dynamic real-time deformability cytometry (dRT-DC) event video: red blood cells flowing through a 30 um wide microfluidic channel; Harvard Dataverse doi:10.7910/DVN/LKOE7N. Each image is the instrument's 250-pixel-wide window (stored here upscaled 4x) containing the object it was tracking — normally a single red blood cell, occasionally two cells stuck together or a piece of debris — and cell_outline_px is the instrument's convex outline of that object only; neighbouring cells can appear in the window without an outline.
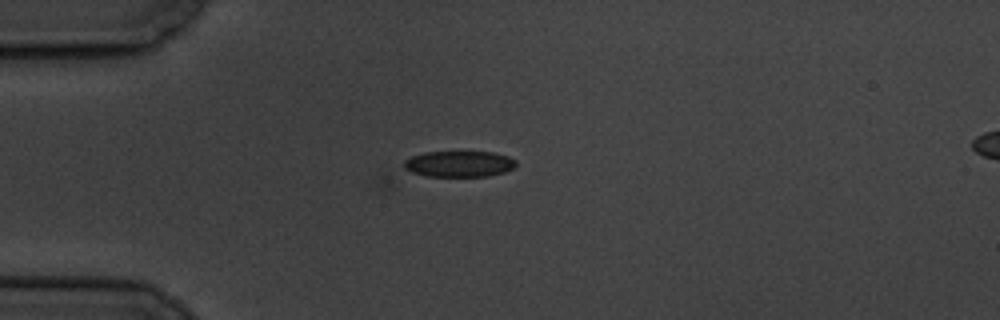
{"species": "common noctule bat (a hibernating species)", "species_latin": "Nyctalus noctula", "temperature_condition": "cold", "stored_images_in_passage": 3, "camera_frame_rate_fps": 3000, "um_per_image_px": 0.085, "animal": {"sex": "male", "body_mass_g": 19.5, "forearm_length_mm": 54.6}, "frame": {"image": 1, "passage_image": 1, "time_ms": 0.0, "image_size_px": [1000, 320], "cell_outline_px": [[516, 168], [504, 172], [488, 176], [424, 176], [412, 172], [404, 168], [404, 160], [412, 156], [424, 152], [492, 152], [508, 156], [516, 160]], "centroid_in_image_um": [39.04, 13.93], "position_along_channel_um": 46.0, "area_um2": 17.05}}